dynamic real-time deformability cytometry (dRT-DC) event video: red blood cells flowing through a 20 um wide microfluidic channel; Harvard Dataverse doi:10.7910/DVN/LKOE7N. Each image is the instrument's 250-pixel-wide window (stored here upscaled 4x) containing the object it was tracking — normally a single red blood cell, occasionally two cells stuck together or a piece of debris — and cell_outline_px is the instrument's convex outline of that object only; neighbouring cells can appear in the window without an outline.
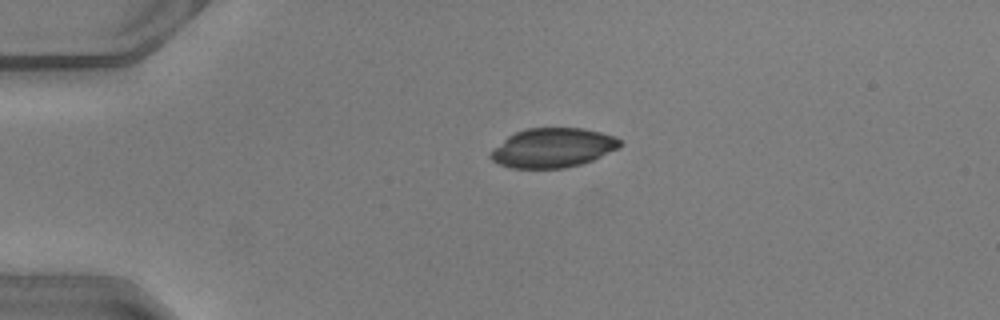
{"species": "common noctule bat (a hibernating species)", "species_latin": "Nyctalus noctula", "temperature_condition": "warm", "stored_images_in_passage": 33, "camera_frame_rate_fps": 3000, "um_per_image_px": 0.085, "animal": {"sex": "male", "body_mass_g": 20.5, "forearm_length_mm": 52.5}, "frame": {"image": 1, "passage_image": 1, "time_ms": 0.0, "image_size_px": [1000, 320], "cell_outline_px": [[624, 144], [620, 148], [592, 160], [580, 164], [564, 168], [512, 168], [500, 164], [492, 160], [488, 156], [508, 136], [516, 132], [528, 128], [584, 128], [600, 132], [612, 136], [620, 140]], "centroid_in_image_um": [47.03, 12.56], "position_along_channel_um": 38.0, "area_um2": 29.42}}